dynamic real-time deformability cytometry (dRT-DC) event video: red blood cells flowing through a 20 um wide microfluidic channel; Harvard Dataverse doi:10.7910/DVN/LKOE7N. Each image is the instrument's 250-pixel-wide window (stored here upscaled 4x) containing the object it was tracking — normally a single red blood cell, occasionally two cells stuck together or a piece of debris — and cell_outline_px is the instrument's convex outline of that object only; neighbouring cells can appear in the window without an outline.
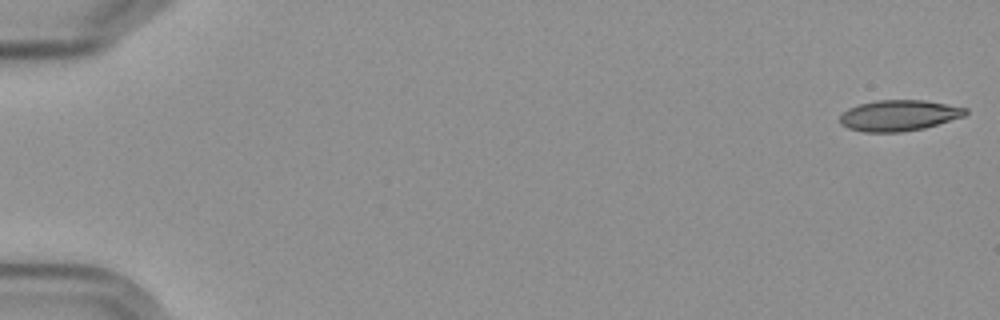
{"species": "Egyptian fruit bat (a non-hibernating species)", "species_latin": "Rousettus aegyptiacus", "temperature_condition": "cold", "stored_images_in_passage": 7, "camera_frame_rate_fps": 3000, "um_per_image_px": 0.085, "frame": {"image": 1, "passage_image": 1, "time_ms": 0.0, "image_size_px": [1000, 320], "cell_outline_px": [[968, 112], [964, 116], [924, 128], [900, 132], [864, 132], [848, 128], [840, 124], [840, 116], [848, 108], [860, 104], [876, 100], [924, 100], [968, 108]], "centroid_in_image_um": [76.4, 9.81], "position_along_channel_um": 8.6, "area_um2": 22.54}}
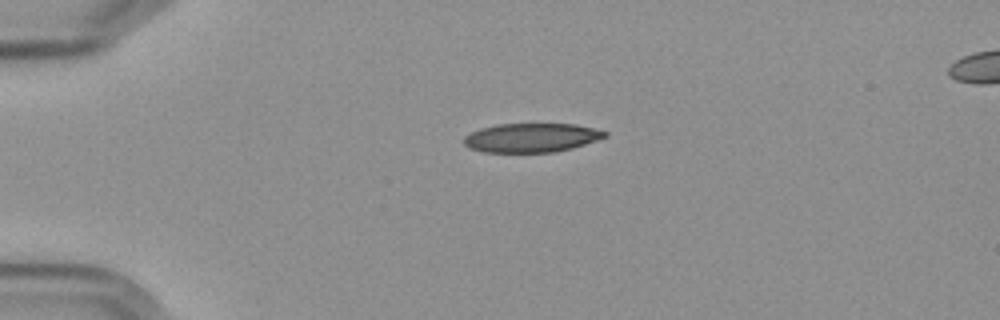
{"frame": {"image": 2, "passage_image": 7, "time_ms": 7.0, "image_size_px": [1000, 320], "cell_outline_px": [[608, 136], [572, 148], [552, 152], [484, 152], [468, 148], [464, 144], [464, 136], [480, 128], [496, 124], [576, 124], [608, 132]], "centroid_in_image_um": [45.14, 11.7], "position_along_channel_um": 39.9, "area_um2": 23.76}}